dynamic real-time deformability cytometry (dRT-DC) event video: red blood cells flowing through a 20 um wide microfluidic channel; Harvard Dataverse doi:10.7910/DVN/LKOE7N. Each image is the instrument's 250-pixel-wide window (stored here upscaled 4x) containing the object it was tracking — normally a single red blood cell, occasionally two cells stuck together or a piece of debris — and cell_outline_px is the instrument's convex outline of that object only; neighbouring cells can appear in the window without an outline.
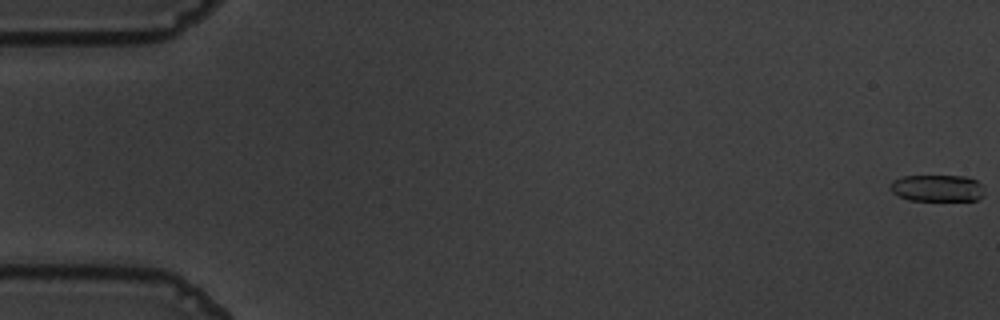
{"species": "common noctule bat (a hibernating species)", "species_latin": "Nyctalus noctula", "temperature_condition": "warm", "stored_images_in_passage": 57, "camera_frame_rate_fps": 3000, "um_per_image_px": 0.085, "animal": {"sex": "male", "body_mass_g": 19.5, "forearm_length_mm": 54.6}, "frame": {"image": 1, "passage_image": 1, "time_ms": 0.0, "image_size_px": [1000, 320], "cell_outline_px": [[984, 196], [976, 200], [908, 200], [892, 192], [888, 188], [892, 180], [904, 176], [964, 176], [976, 180], [984, 188]], "centroid_in_image_um": [79.66, 15.99], "position_along_channel_um": 5.3, "area_um2": 14.74}}
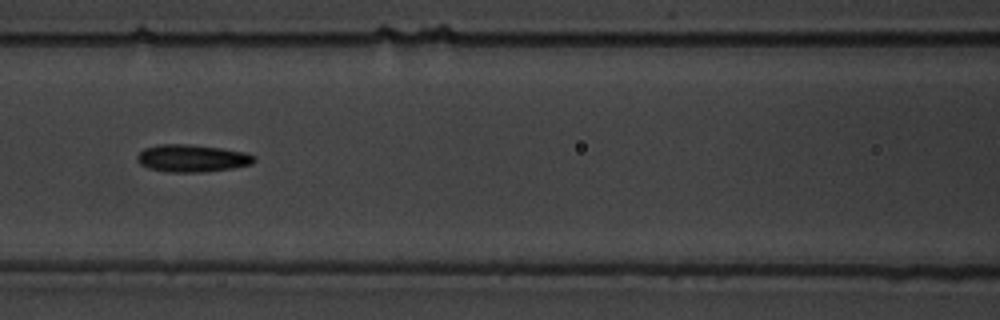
{"frame": {"image": 2, "passage_image": 26, "time_ms": 8.333, "image_size_px": [1000, 320], "cell_outline_px": [[256, 160], [252, 164], [232, 168], [200, 172], [168, 172], [148, 168], [140, 164], [136, 160], [136, 156], [144, 148], [160, 144], [188, 144], [220, 148], [244, 152], [256, 156]], "centroid_in_image_um": [16.31, 13.45], "position_along_channel_um": 150.3, "area_um2": 18.67}}
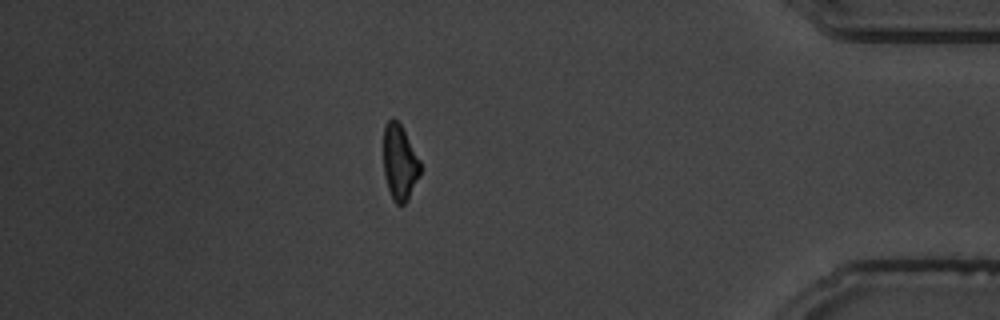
{"frame": {"image": 3, "passage_image": 50, "time_ms": 16.333, "image_size_px": [1000, 320], "cell_outline_px": [[420, 176], [408, 200], [404, 204], [396, 204], [388, 188], [384, 176], [384, 124], [392, 116], [400, 124], [420, 160]], "centroid_in_image_um": [33.97, 13.8], "position_along_channel_um": 401.2, "area_um2": 16.13}, "authors_computed_cell_mechanics": {"area_um2": 17.3978, "velocity_mm_per_s": 3.6348, "shape_relaxation_time_tau1_ms": 3.7651, "shape_relaxation_time_tau2_ms": 3.2286, "deformation_change_tau1": 0.1243, "deformation_change_tau2": 0.1171}}